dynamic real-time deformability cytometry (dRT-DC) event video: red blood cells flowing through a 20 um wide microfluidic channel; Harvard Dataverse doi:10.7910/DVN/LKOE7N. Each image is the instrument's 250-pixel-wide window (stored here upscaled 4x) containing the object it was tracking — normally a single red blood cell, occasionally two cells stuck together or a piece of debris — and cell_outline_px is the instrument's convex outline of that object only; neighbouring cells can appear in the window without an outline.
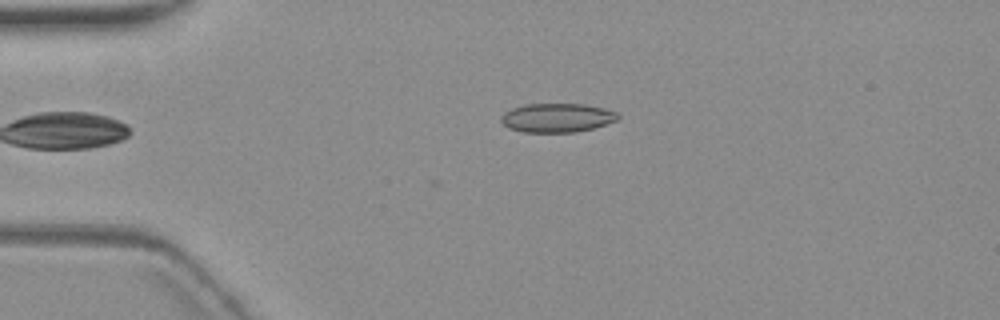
{"species": "common noctule bat (a hibernating species)", "species_latin": "Nyctalus noctula", "temperature_condition": "warm", "stored_images_in_passage": 6, "camera_frame_rate_fps": 3000, "um_per_image_px": 0.085, "animal": {"sex": "female", "body_mass_g": 19.3, "forearm_length_mm": 54.1}, "frame": {"image": 1, "passage_image": 6, "time_ms": 6.0, "image_size_px": [1000, 320], "cell_outline_px": [[620, 116], [616, 120], [592, 128], [576, 132], [524, 132], [508, 128], [500, 120], [500, 116], [504, 112], [512, 108], [524, 104], [584, 104], [604, 108], [616, 112]], "centroid_in_image_um": [47.31, 10.0], "position_along_channel_um": 37.7, "area_um2": 19.65}}